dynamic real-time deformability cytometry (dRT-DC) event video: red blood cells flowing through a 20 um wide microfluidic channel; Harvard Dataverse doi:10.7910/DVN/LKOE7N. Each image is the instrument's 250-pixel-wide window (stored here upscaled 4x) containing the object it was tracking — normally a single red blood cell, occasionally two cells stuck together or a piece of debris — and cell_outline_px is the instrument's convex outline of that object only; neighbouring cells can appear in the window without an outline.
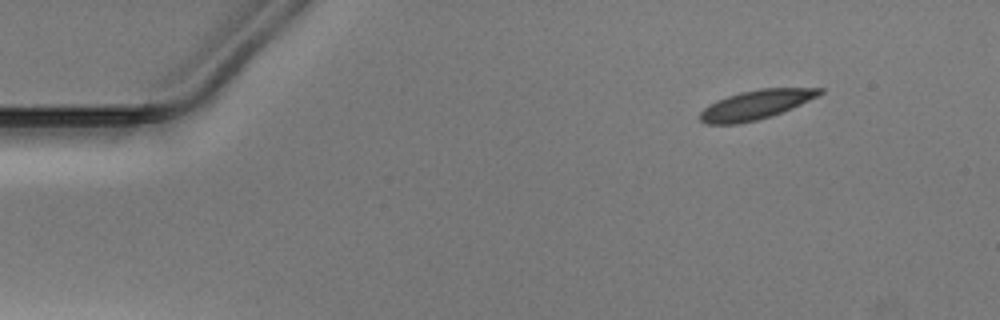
{"species": "Egyptian fruit bat (a non-hibernating species)", "species_latin": "Rousettus aegyptiacus", "temperature_condition": "warm", "stored_images_in_passage": 47, "camera_frame_rate_fps": 3000, "um_per_image_px": 0.085, "animal": {"sex": "male"}, "frame": {"image": 1, "passage_image": 1, "time_ms": 0.0, "image_size_px": [1000, 320], "cell_outline_px": [[824, 92], [792, 108], [772, 116], [756, 120], [736, 124], [704, 124], [700, 120], [700, 112], [708, 104], [716, 100], [740, 92], [760, 88], [824, 88]], "centroid_in_image_um": [64.21, 8.9], "position_along_channel_um": 20.8, "area_um2": 20.29}}
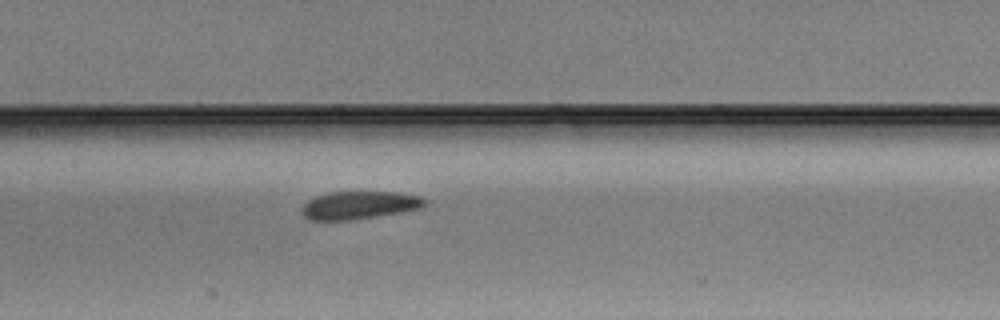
{"frame": {"image": 2, "passage_image": 20, "time_ms": 6.333, "image_size_px": [1000, 320], "cell_outline_px": [[428, 200], [420, 208], [400, 212], [352, 220], [308, 220], [304, 216], [300, 208], [308, 200], [316, 196], [328, 192], [396, 192], [420, 196]], "centroid_in_image_um": [30.5, 17.44], "position_along_channel_um": 176.9, "area_um2": 19.94}}
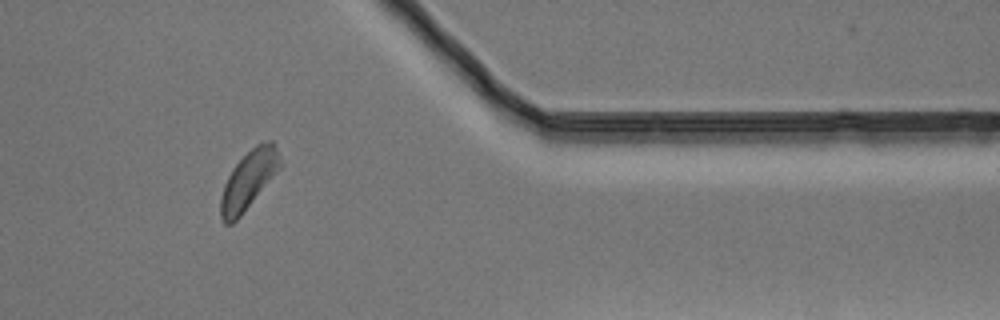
{"frame": {"image": 3, "passage_image": 38, "time_ms": 12.333, "image_size_px": [1000, 320], "cell_outline_px": [[284, 164], [240, 216], [232, 224], [224, 224], [220, 216], [220, 200], [224, 184], [232, 168], [256, 144], [268, 140], [272, 140]], "centroid_in_image_um": [21.14, 15.29], "position_along_channel_um": 390.3, "area_um2": 20.11}}